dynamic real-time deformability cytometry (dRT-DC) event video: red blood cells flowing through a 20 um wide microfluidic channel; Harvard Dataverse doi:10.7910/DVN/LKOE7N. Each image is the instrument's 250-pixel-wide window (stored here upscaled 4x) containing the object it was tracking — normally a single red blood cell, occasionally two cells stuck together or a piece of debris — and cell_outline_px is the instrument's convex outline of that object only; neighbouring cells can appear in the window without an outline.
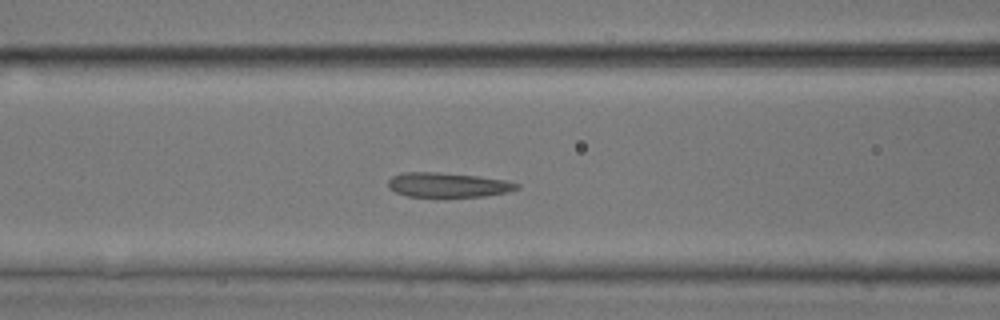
{"species": "common noctule bat (a hibernating species)", "species_latin": "Nyctalus noctula", "temperature_condition": "room temperature", "stored_images_in_passage": 50, "camera_frame_rate_fps": 3000, "um_per_image_px": 0.085, "animal": {"sex": "male", "body_mass_g": 17.9, "forearm_length_mm": 54.2}, "frame": {"image": 1, "passage_image": 21, "time_ms": 6.667, "image_size_px": [1000, 320], "cell_outline_px": [[520, 188], [508, 192], [484, 196], [408, 196], [396, 192], [388, 188], [388, 180], [392, 176], [404, 172], [436, 172], [476, 176], [504, 180], [520, 184]], "centroid_in_image_um": [38.06, 15.71], "position_along_channel_um": 128.5, "area_um2": 18.21}}
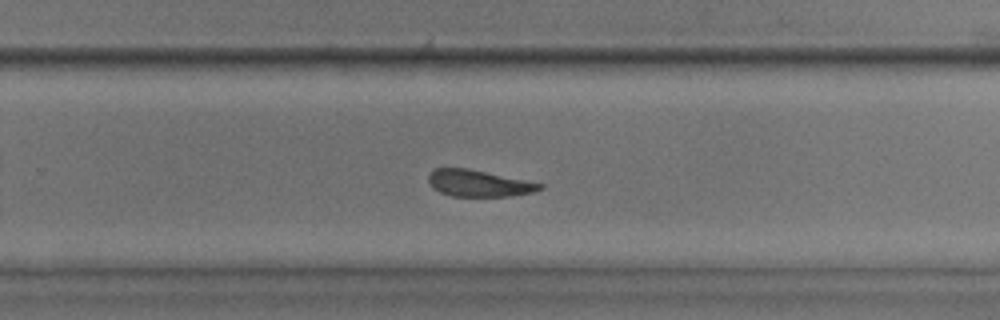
{"frame": {"image": 2, "passage_image": 33, "time_ms": 10.667, "image_size_px": [1000, 320], "cell_outline_px": [[544, 188], [532, 192], [508, 196], [452, 196], [440, 192], [432, 188], [428, 180], [428, 172], [436, 168], [468, 168], [544, 184]], "centroid_in_image_um": [40.65, 15.57], "position_along_channel_um": 289.1, "area_um2": 17.22}}
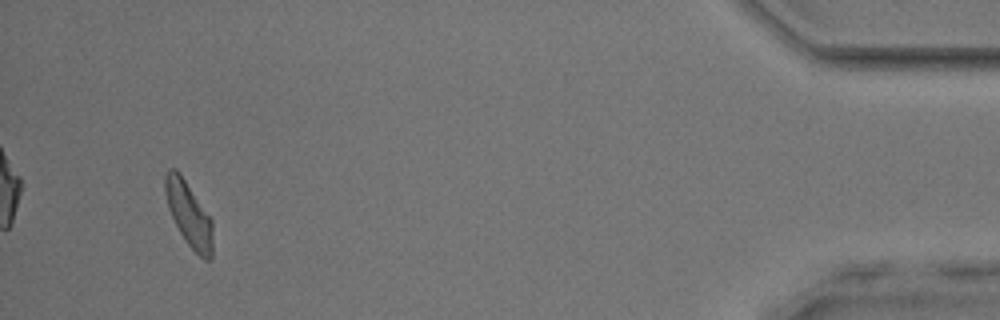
{"frame": {"image": 3, "passage_image": 48, "time_ms": 15.667, "image_size_px": [1000, 320], "cell_outline_px": [[212, 260], [204, 260], [188, 244], [180, 232], [168, 208], [164, 188], [164, 176], [168, 168], [176, 168], [180, 172], [212, 220]], "centroid_in_image_um": [16.04, 18.17], "position_along_channel_um": 419.2, "area_um2": 17.8}, "authors_computed_cell_mechanics": {"area_um2": 18.7561, "velocity_mm_per_s": 4.0324, "shape_relaxation_time_tau1_ms": 7.8237, "shape_relaxation_time_tau2_ms": 2.9038, "deformation_change_tau1": 0.1759, "deformation_change_tau2": 0.0939}}